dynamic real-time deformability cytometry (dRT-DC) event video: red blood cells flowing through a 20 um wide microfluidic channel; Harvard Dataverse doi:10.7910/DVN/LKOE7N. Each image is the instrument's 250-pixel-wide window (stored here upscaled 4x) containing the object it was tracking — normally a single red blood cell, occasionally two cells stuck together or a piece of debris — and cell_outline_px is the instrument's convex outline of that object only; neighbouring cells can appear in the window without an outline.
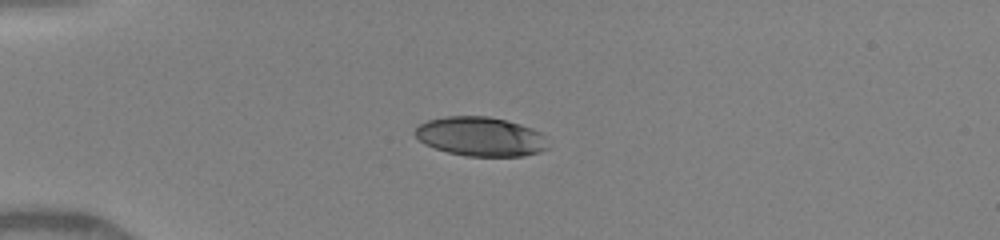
{"species": "human", "species_latin": "Homo sapiens", "temperature_condition": "warm", "stored_images_in_passage": 10, "camera_frame_rate_fps": 3000, "um_per_image_px": 0.085, "donor": {"sex": "female"}, "frame": {"image": 1, "passage_image": 1, "time_ms": 0.0, "image_size_px": [1000, 240], "cell_outline_px": [[548, 148], [540, 152], [524, 156], [464, 156], [448, 152], [424, 144], [412, 132], [420, 124], [428, 120], [444, 116], [488, 116], [520, 124], [532, 128], [540, 132], [544, 136]], "centroid_in_image_um": [40.84, 11.61], "position_along_channel_um": 44.2, "area_um2": 30.4}}
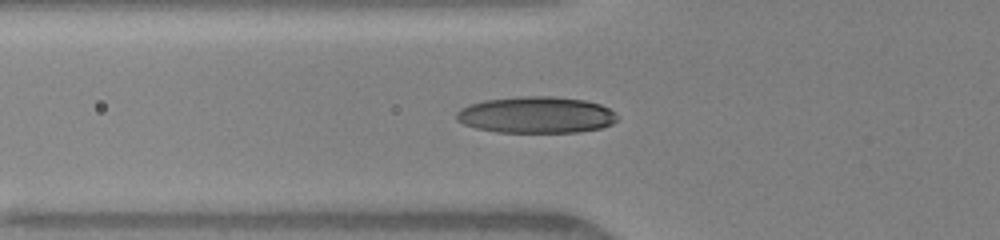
{"frame": {"image": 2, "passage_image": 6, "time_ms": 1.667, "image_size_px": [1000, 240], "cell_outline_px": [[616, 120], [612, 124], [600, 128], [580, 132], [496, 132], [476, 128], [464, 124], [456, 120], [456, 112], [460, 108], [468, 104], [484, 100], [520, 96], [552, 96], [584, 100], [600, 104], [616, 112]], "centroid_in_image_um": [45.55, 9.76], "position_along_channel_um": 80.2, "area_um2": 34.39}}
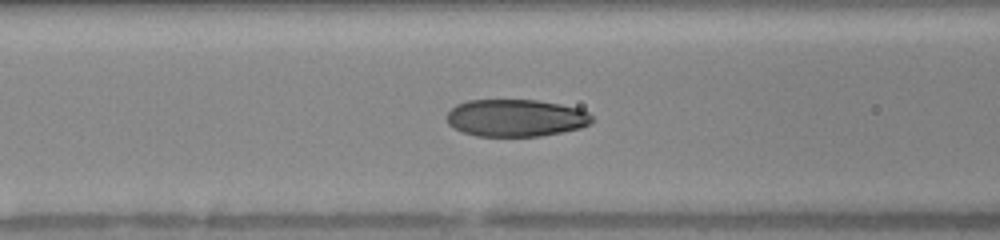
{"frame": {"image": 3, "passage_image": 9, "time_ms": 2.667, "image_size_px": [1000, 240], "cell_outline_px": [[592, 120], [588, 124], [580, 128], [564, 132], [540, 136], [476, 136], [452, 128], [448, 124], [448, 112], [456, 104], [468, 100], [536, 100], [560, 104], [580, 108], [588, 112], [592, 116]], "centroid_in_image_um": [43.85, 10.02], "position_along_channel_um": 122.8, "area_um2": 31.62}}